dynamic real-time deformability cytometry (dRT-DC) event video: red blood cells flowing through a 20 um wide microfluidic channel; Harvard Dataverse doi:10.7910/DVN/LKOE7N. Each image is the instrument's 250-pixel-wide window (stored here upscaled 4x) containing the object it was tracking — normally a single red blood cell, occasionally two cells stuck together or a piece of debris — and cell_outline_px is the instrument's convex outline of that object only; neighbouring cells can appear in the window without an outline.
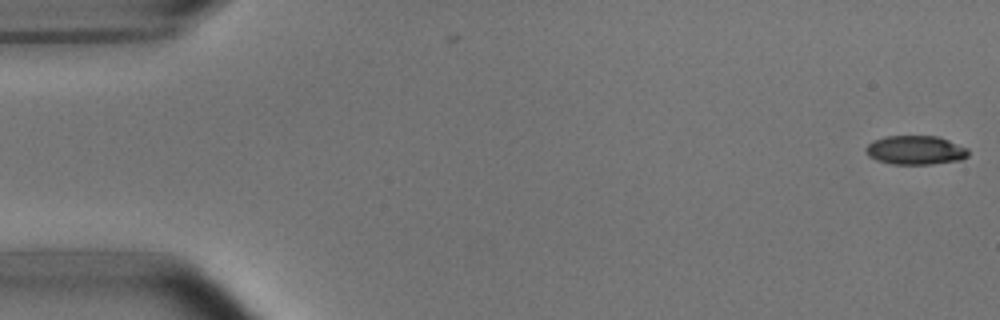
{"species": "common noctule bat (a hibernating species)", "species_latin": "Nyctalus noctula", "temperature_condition": "room temperature", "stored_images_in_passage": 2, "camera_frame_rate_fps": 3000, "um_per_image_px": 0.085, "animal": {"sex": "male", "body_mass_g": 15.6}, "frame": {"image": 1, "passage_image": 2, "time_ms": 0.333, "image_size_px": [1000, 320], "cell_outline_px": [[968, 156], [960, 160], [932, 164], [892, 164], [876, 160], [868, 156], [864, 148], [872, 140], [884, 136], [936, 136], [948, 140], [968, 148]], "centroid_in_image_um": [77.78, 12.76], "position_along_channel_um": 7.2, "area_um2": 17.4}}